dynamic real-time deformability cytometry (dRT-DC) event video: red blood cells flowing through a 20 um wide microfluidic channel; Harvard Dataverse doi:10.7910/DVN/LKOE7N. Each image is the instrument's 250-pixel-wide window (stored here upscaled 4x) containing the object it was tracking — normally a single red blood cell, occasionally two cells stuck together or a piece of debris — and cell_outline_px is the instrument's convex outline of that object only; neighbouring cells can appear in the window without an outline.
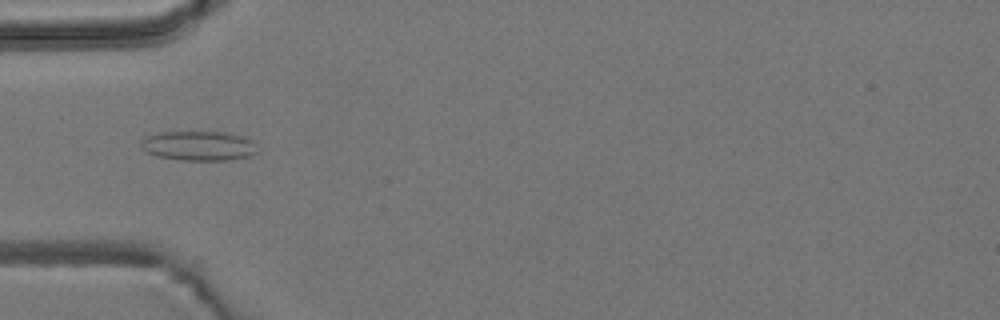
{"species": "common noctule bat (a hibernating species)", "species_latin": "Nyctalus noctula", "temperature_condition": "room temperature", "stored_images_in_passage": 40, "camera_frame_rate_fps": 3000, "um_per_image_px": 0.085, "animal": {"sex": "male", "body_mass_g": 19.2, "forearm_length_mm": 51.8}, "frame": {"image": 1, "passage_image": 4, "time_ms": 1.0, "image_size_px": [1000, 320], "cell_outline_px": [[256, 152], [248, 156], [228, 160], [180, 160], [156, 156], [140, 148], [140, 140], [144, 136], [160, 132], [224, 132], [240, 136], [252, 140]], "centroid_in_image_um": [16.8, 12.39], "position_along_channel_um": 68.2, "area_um2": 20.0}}
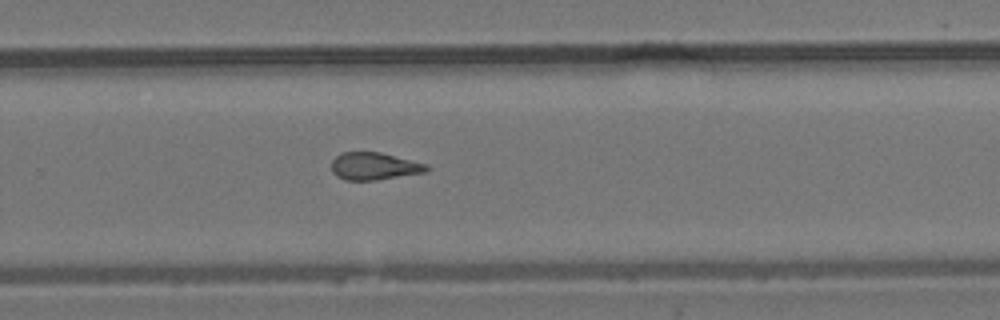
{"frame": {"image": 2, "passage_image": 22, "time_ms": 7.0, "image_size_px": [1000, 320], "cell_outline_px": [[428, 172], [376, 180], [344, 180], [336, 176], [332, 172], [332, 160], [340, 152], [380, 152], [428, 164]], "centroid_in_image_um": [31.8, 14.13], "position_along_channel_um": 298.0, "area_um2": 15.32}}
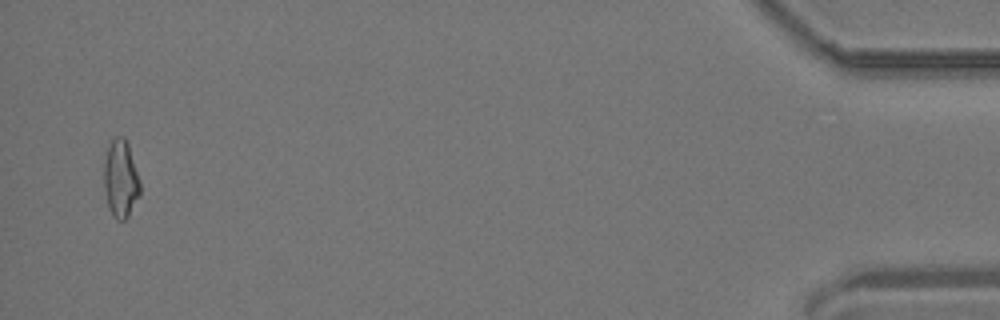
{"frame": {"image": 3, "passage_image": 39, "time_ms": 12.667, "image_size_px": [1000, 320], "cell_outline_px": [[140, 196], [128, 216], [124, 220], [116, 220], [112, 216], [108, 204], [104, 188], [104, 160], [108, 148], [112, 140], [116, 136], [124, 136], [128, 144], [140, 180]], "centroid_in_image_um": [10.27, 15.22], "position_along_channel_um": 424.9, "area_um2": 16.36}, "authors_computed_cell_mechanics": {"area_um2": 15.606, "velocity_mm_per_s": 3.8278, "shape_relaxation_time_tau1_ms": null, "shape_relaxation_time_tau2_ms": 2.4719, "deformation_change_tau1": null, "deformation_change_tau2": 0.1047}}